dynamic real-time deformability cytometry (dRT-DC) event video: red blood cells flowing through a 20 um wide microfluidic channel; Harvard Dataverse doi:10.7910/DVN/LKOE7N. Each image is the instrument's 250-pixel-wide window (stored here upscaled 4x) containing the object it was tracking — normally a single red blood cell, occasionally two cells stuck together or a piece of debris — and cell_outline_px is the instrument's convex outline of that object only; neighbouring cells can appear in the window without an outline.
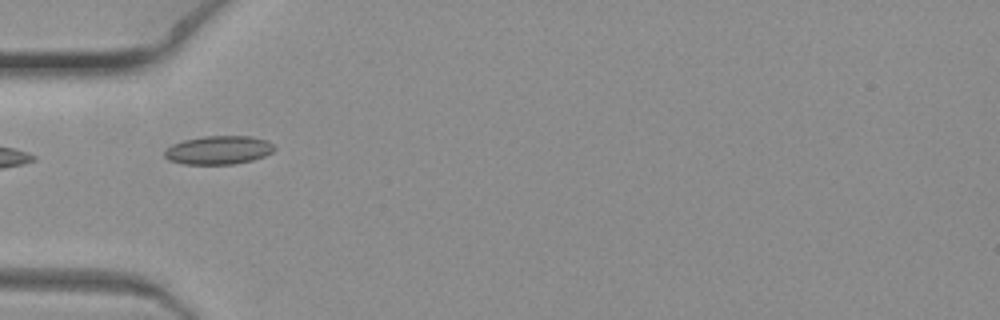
{"species": "common noctule bat (a hibernating species)", "species_latin": "Nyctalus noctula", "temperature_condition": "warm", "stored_images_in_passage": 2, "camera_frame_rate_fps": 3000, "um_per_image_px": 0.085, "animal": {"sex": "female", "body_mass_g": 19.3, "forearm_length_mm": 54.1}, "frame": {"image": 1, "passage_image": 1, "time_ms": 0.0, "image_size_px": [1000, 320], "cell_outline_px": [[276, 148], [272, 152], [264, 156], [252, 160], [232, 164], [184, 164], [168, 160], [164, 156], [164, 148], [172, 144], [184, 140], [204, 136], [252, 136], [264, 140], [272, 144]], "centroid_in_image_um": [18.53, 12.75], "position_along_channel_um": 66.5, "area_um2": 18.26}}